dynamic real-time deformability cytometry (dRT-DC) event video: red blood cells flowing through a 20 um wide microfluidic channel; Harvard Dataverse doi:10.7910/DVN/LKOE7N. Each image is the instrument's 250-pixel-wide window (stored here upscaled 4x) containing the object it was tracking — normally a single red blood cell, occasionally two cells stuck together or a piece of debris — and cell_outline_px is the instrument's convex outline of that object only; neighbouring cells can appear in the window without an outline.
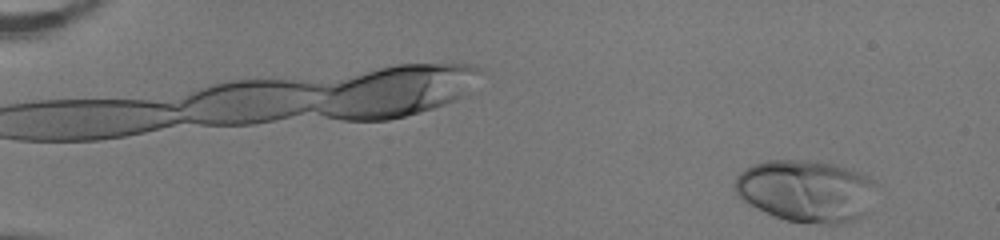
{"species": "human", "species_latin": "Homo sapiens", "temperature_condition": "room temperature", "stored_images_in_passage": 11, "camera_frame_rate_fps": 3000, "um_per_image_px": 0.085, "donor": {"sex": "female"}, "frame": {"image": 1, "passage_image": 11, "time_ms": 3.333, "image_size_px": [1000, 240], "cell_outline_px": [[880, 184], [872, 212], [848, 224], [824, 224], [784, 220], [740, 200], [736, 196], [732, 188], [732, 184], [736, 176], [740, 172], [752, 164], [768, 160], [816, 160], [852, 168], [876, 180]], "centroid_in_image_um": [68.63, 16.23], "position_along_channel_um": 16.4, "area_um2": 53.18}}